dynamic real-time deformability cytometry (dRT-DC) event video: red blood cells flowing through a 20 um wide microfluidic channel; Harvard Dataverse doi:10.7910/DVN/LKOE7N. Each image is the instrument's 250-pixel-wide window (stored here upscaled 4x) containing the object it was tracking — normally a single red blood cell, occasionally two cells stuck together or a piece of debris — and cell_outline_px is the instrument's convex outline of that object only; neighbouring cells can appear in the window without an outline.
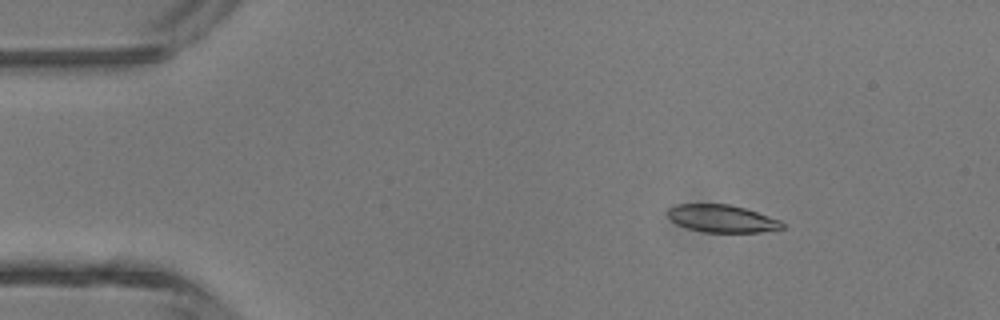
{"species": "common noctule bat (a hibernating species)", "species_latin": "Nyctalus noctula", "temperature_condition": "room temperature", "stored_images_in_passage": 46, "camera_frame_rate_fps": 3000, "um_per_image_px": 0.085, "animal": {"sex": "male", "body_mass_g": 13.3}, "frame": {"image": 1, "passage_image": 7, "time_ms": 2.0, "image_size_px": [1000, 320], "cell_outline_px": [[784, 228], [760, 232], [704, 232], [688, 228], [676, 224], [668, 216], [668, 208], [676, 204], [728, 204], [744, 208], [780, 220], [784, 224]], "centroid_in_image_um": [61.35, 18.58], "position_along_channel_um": 23.7, "area_um2": 18.21}}
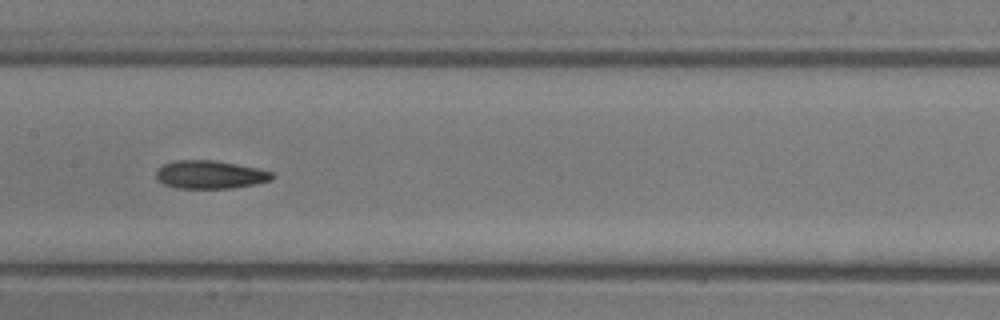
{"frame": {"image": 2, "passage_image": 23, "time_ms": 7.333, "image_size_px": [1000, 320], "cell_outline_px": [[276, 176], [272, 180], [256, 184], [232, 188], [176, 188], [164, 184], [156, 176], [156, 168], [172, 160], [216, 160], [276, 172]], "centroid_in_image_um": [17.89, 14.83], "position_along_channel_um": 189.5, "area_um2": 19.25}}
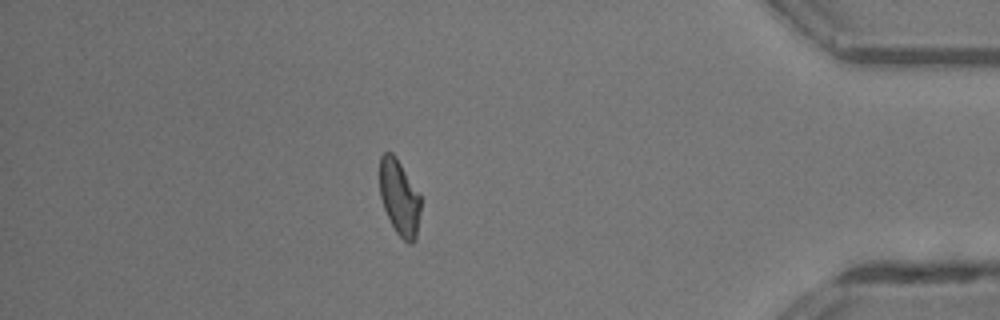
{"frame": {"image": 3, "passage_image": 40, "time_ms": 13.0, "image_size_px": [1000, 320], "cell_outline_px": [[420, 212], [416, 240], [412, 244], [408, 244], [396, 232], [384, 208], [380, 196], [380, 156], [384, 152], [392, 152], [396, 156], [420, 196]], "centroid_in_image_um": [33.95, 16.8], "position_along_channel_um": 401.3, "area_um2": 17.92}, "authors_computed_cell_mechanics": {"area_um2": 18.6116, "velocity_mm_per_s": 4.5014, "shape_relaxation_time_tau1_ms": 3.773, "shape_relaxation_time_tau2_ms": 1.6901, "deformation_change_tau1": 0.144, "deformation_change_tau2": 0.0833}}